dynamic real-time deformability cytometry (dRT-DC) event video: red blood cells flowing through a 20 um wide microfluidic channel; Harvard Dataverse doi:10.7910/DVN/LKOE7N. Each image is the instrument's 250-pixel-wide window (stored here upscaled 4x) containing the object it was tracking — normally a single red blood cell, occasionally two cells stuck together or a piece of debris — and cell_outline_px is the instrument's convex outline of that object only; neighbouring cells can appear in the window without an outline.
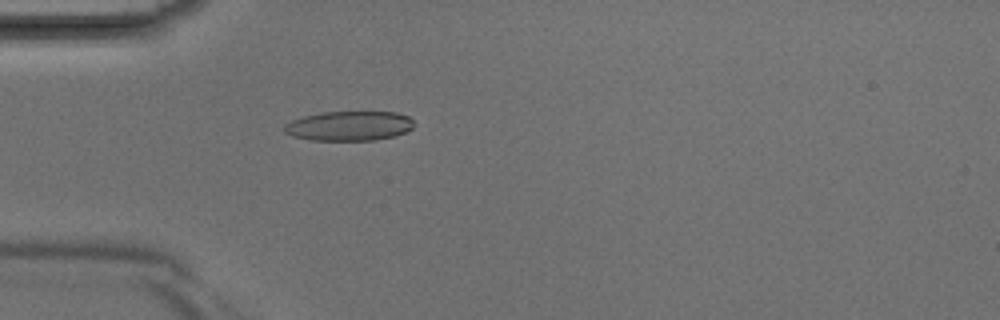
{"species": "Egyptian fruit bat (a non-hibernating species)", "species_latin": "Rousettus aegyptiacus", "temperature_condition": "room temperature", "stored_images_in_passage": 41, "camera_frame_rate_fps": 3000, "um_per_image_px": 0.085, "animal": {"sex": "male"}, "frame": {"image": 1, "passage_image": 12, "time_ms": 3.667, "image_size_px": [1000, 320], "cell_outline_px": [[416, 124], [412, 128], [396, 136], [372, 140], [312, 140], [292, 136], [284, 132], [284, 124], [292, 120], [304, 116], [320, 112], [396, 112], [408, 116]], "centroid_in_image_um": [29.68, 10.7], "position_along_channel_um": 55.3, "area_um2": 22.43}}
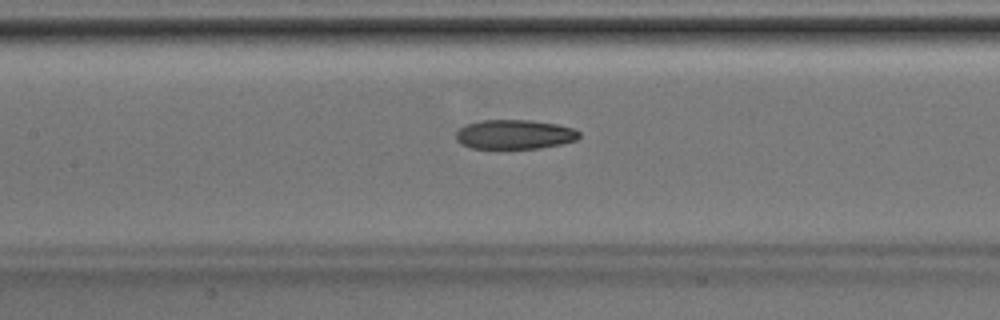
{"frame": {"image": 2, "passage_image": 19, "time_ms": 6.0, "image_size_px": [1000, 320], "cell_outline_px": [[580, 136], [576, 140], [560, 144], [540, 148], [472, 148], [460, 144], [456, 140], [456, 132], [460, 128], [468, 124], [484, 120], [528, 120], [556, 124], [572, 128], [580, 132]], "centroid_in_image_um": [43.73, 11.43], "position_along_channel_um": 163.7, "area_um2": 20.92}}
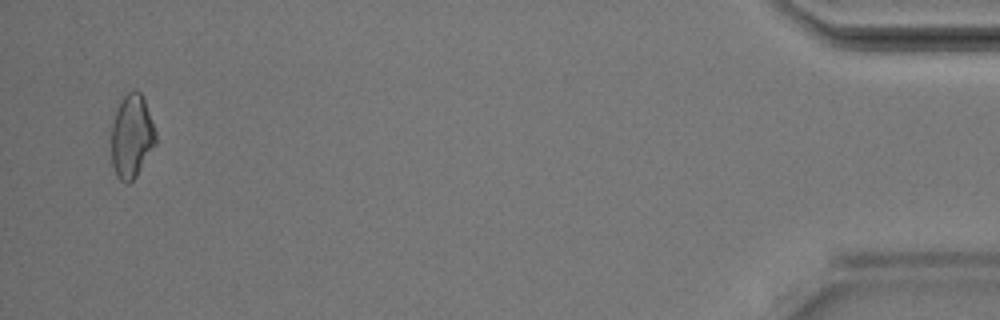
{"frame": {"image": 3, "passage_image": 40, "time_ms": 13.0, "image_size_px": [1000, 320], "cell_outline_px": [[156, 144], [136, 176], [128, 184], [124, 184], [116, 176], [112, 164], [112, 124], [116, 108], [120, 100], [132, 88], [136, 88], [140, 92], [144, 100], [156, 132]], "centroid_in_image_um": [11.19, 11.58], "position_along_channel_um": 424.0, "area_um2": 21.68}}